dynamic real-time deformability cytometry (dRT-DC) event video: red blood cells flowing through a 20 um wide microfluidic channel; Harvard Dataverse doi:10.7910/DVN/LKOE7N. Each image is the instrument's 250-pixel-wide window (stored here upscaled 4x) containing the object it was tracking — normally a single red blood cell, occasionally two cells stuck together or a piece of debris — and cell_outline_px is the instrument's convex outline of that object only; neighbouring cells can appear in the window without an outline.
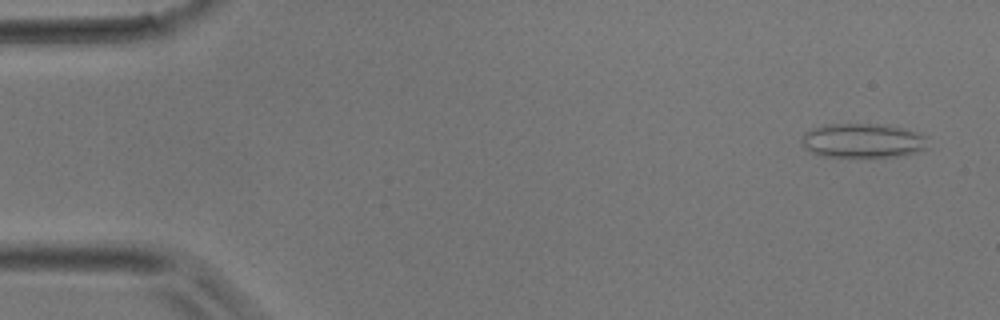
{"species": "common noctule bat (a hibernating species)", "species_latin": "Nyctalus noctula", "temperature_condition": "room temperature", "stored_images_in_passage": 3, "camera_frame_rate_fps": 3000, "um_per_image_px": 0.085, "animal": {"sex": "male", "body_mass_g": 17.9}, "frame": {"image": 1, "passage_image": 3, "time_ms": 2.333, "image_size_px": [1000, 320], "cell_outline_px": [[928, 148], [900, 156], [856, 160], [820, 156], [804, 148], [804, 132], [812, 128], [824, 124], [876, 124], [900, 128], [920, 132], [928, 136]], "centroid_in_image_um": [73.36, 12.01], "position_along_channel_um": 11.6, "area_um2": 26.24}}